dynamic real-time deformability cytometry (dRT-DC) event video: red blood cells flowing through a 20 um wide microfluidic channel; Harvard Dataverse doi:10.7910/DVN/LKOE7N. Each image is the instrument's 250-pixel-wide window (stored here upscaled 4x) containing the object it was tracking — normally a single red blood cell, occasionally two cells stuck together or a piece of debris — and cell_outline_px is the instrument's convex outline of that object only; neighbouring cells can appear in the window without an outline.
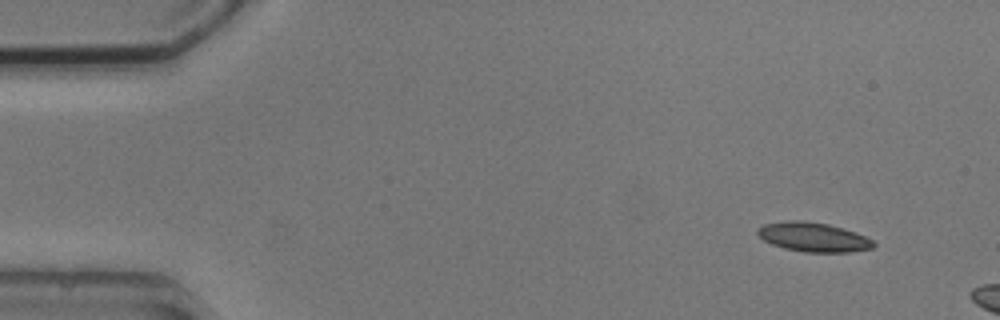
{"species": "common noctule bat (a hibernating species)", "species_latin": "Nyctalus noctula", "temperature_condition": "cold", "stored_images_in_passage": 3, "camera_frame_rate_fps": 3000, "um_per_image_px": 0.085, "animal": {"sex": "male", "body_mass_g": 20.5, "forearm_length_mm": 52.5}, "frame": {"image": 1, "passage_image": 1, "time_ms": 0.0, "image_size_px": [1000, 320], "cell_outline_px": [[876, 244], [872, 248], [848, 252], [804, 252], [784, 248], [772, 244], [764, 240], [756, 232], [756, 228], [764, 224], [784, 220], [804, 220], [828, 224], [856, 232], [872, 240]], "centroid_in_image_um": [69.1, 20.14], "position_along_channel_um": 15.9, "area_um2": 19.83}}